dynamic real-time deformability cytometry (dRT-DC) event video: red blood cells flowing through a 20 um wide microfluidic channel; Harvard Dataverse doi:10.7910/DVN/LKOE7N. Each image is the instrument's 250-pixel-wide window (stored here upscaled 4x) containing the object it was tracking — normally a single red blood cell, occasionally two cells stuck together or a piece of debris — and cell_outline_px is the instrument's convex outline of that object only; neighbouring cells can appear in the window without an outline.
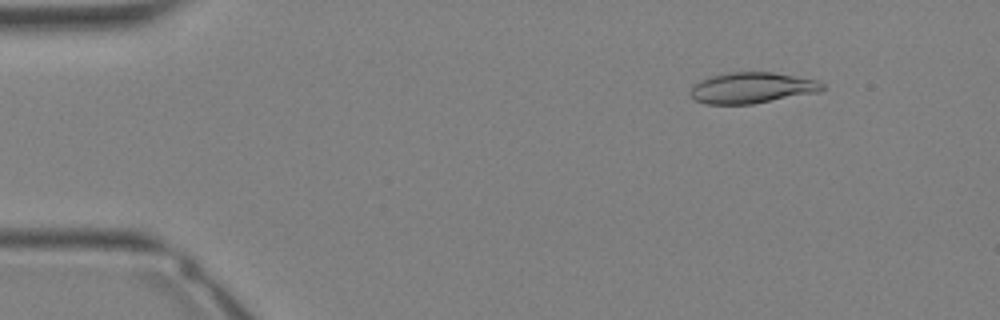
{"species": "Egyptian fruit bat (a non-hibernating species)", "species_latin": "Rousettus aegyptiacus", "temperature_condition": "warm", "stored_images_in_passage": 35, "camera_frame_rate_fps": 3000, "um_per_image_px": 0.085, "animal": {"sex": "female"}, "frame": {"image": 1, "passage_image": 5, "time_ms": 1.333, "image_size_px": [1000, 320], "cell_outline_px": [[824, 88], [820, 92], [752, 104], [704, 104], [688, 96], [688, 92], [700, 80], [712, 76], [728, 72], [772, 72], [816, 80], [824, 84]], "centroid_in_image_um": [63.89, 7.48], "position_along_channel_um": 21.1, "area_um2": 23.81}}
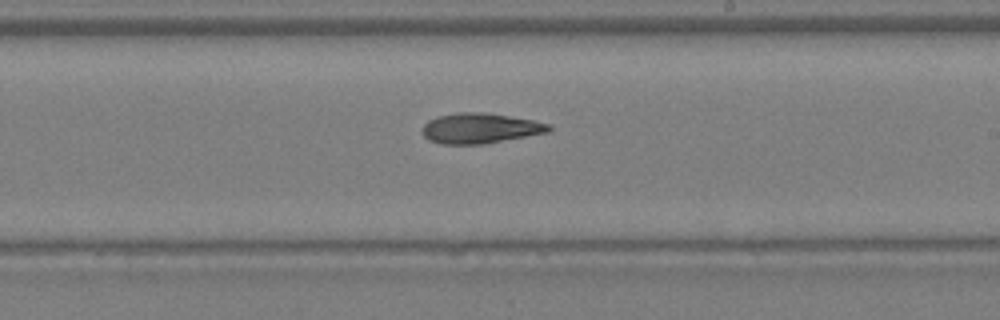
{"frame": {"image": 2, "passage_image": 21, "time_ms": 6.667, "image_size_px": [1000, 320], "cell_outline_px": [[552, 128], [548, 132], [480, 144], [440, 144], [428, 140], [420, 132], [420, 128], [428, 120], [436, 116], [456, 112], [484, 112], [532, 120], [552, 124]], "centroid_in_image_um": [40.73, 10.89], "position_along_channel_um": 248.3, "area_um2": 22.37}}
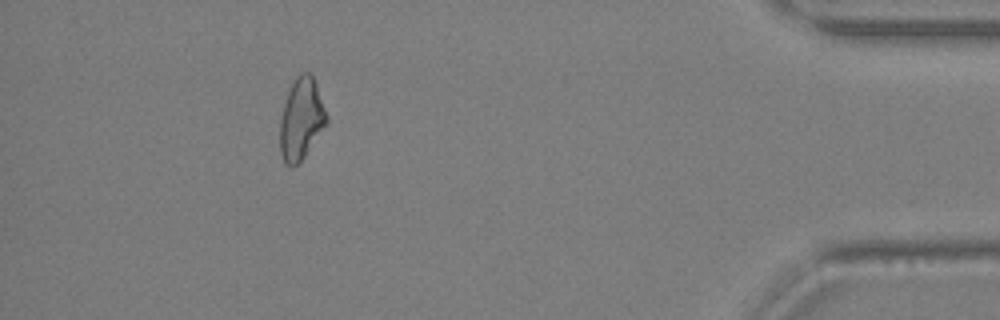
{"frame": {"image": 3, "passage_image": 32, "time_ms": 10.333, "image_size_px": [1000, 320], "cell_outline_px": [[328, 124], [304, 156], [292, 168], [284, 164], [280, 152], [280, 116], [292, 80], [300, 72], [308, 72], [312, 76], [316, 84], [328, 116]], "centroid_in_image_um": [25.6, 10.12], "position_along_channel_um": 409.6, "area_um2": 22.31}}